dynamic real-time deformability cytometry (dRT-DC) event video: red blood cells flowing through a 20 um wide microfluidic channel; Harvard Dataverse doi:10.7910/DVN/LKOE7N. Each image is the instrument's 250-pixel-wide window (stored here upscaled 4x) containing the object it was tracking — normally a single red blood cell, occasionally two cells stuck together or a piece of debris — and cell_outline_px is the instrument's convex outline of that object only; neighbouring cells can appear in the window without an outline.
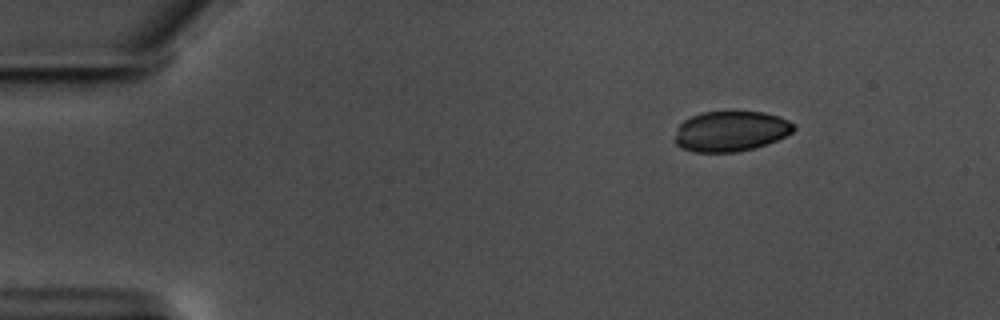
{"species": "common noctule bat (a hibernating species)", "species_latin": "Nyctalus noctula", "temperature_condition": "warm", "stored_images_in_passage": 3, "camera_frame_rate_fps": 3000, "um_per_image_px": 0.085, "animal": {"sex": "male", "body_mass_g": 17.5, "forearm_length_mm": 52.3}, "frame": {"image": 1, "passage_image": 1, "time_ms": 0.0, "image_size_px": [1000, 320], "cell_outline_px": [[796, 128], [792, 132], [768, 144], [736, 152], [696, 152], [680, 148], [676, 144], [676, 136], [680, 124], [684, 120], [692, 116], [704, 112], [764, 112], [788, 120], [796, 124]], "centroid_in_image_um": [62.13, 11.16], "position_along_channel_um": 22.9, "area_um2": 27.69}}